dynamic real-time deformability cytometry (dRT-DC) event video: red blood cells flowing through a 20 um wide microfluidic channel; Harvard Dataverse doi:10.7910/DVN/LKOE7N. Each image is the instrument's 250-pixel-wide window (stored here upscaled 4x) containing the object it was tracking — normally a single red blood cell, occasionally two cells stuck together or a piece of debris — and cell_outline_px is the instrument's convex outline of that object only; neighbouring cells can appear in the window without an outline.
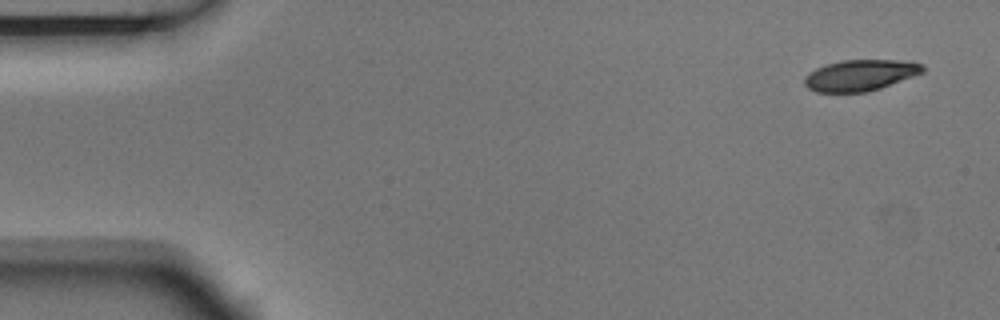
{"species": "Egyptian fruit bat (a non-hibernating species)", "species_latin": "Rousettus aegyptiacus", "temperature_condition": "room temperature", "stored_images_in_passage": 10, "camera_frame_rate_fps": 3000, "um_per_image_px": 0.085, "animal": {"sex": "male"}, "frame": {"image": 1, "passage_image": 1, "time_ms": 0.0, "image_size_px": [1000, 320], "cell_outline_px": [[924, 72], [880, 88], [868, 92], [816, 92], [808, 88], [804, 84], [804, 76], [808, 72], [816, 68], [840, 60], [896, 60], [924, 64]], "centroid_in_image_um": [73.09, 6.4], "position_along_channel_um": 11.9, "area_um2": 21.39}}
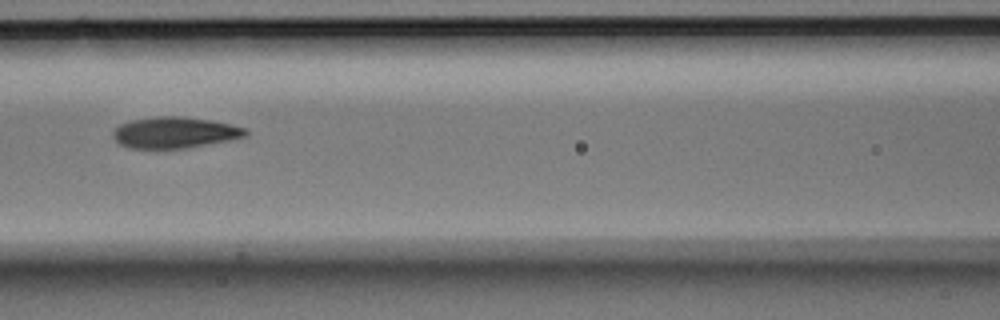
{"frame": {"image": 2, "passage_image": 6, "time_ms": 1.667, "image_size_px": [1000, 320], "cell_outline_px": [[248, 136], [188, 148], [128, 148], [120, 144], [112, 136], [112, 132], [120, 124], [132, 120], [156, 116], [180, 116], [208, 120], [248, 128]], "centroid_in_image_um": [14.85, 11.27], "position_along_channel_um": 151.8, "area_um2": 23.99}}
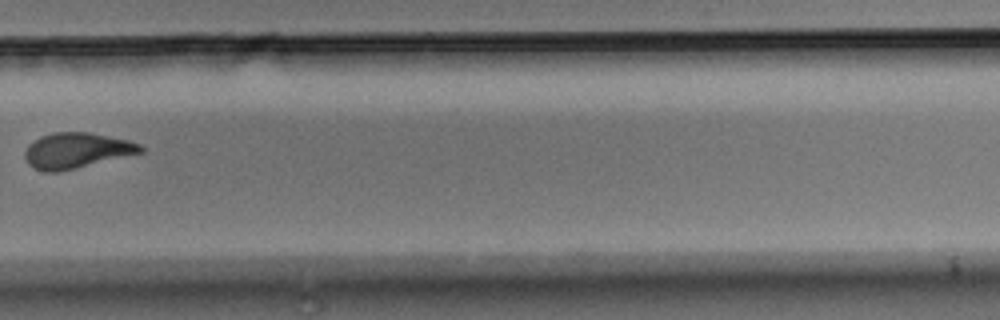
{"frame": {"image": 3, "passage_image": 10, "time_ms": 3.0, "image_size_px": [1000, 320], "cell_outline_px": [[144, 152], [60, 172], [44, 172], [28, 164], [24, 156], [24, 152], [28, 144], [40, 136], [52, 132], [88, 132], [128, 140], [140, 144], [144, 148]], "centroid_in_image_um": [6.49, 12.79], "position_along_channel_um": 323.3, "area_um2": 24.04}}